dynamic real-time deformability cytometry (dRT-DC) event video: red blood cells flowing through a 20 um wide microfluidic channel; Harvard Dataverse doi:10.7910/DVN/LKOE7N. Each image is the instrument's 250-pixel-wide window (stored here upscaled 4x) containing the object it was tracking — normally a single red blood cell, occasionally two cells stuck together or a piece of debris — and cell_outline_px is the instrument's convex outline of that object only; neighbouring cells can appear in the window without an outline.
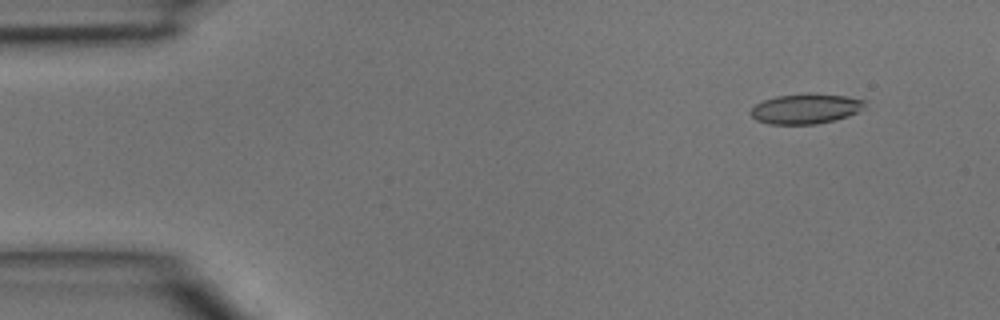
{"species": "common noctule bat (a hibernating species)", "species_latin": "Nyctalus noctula", "temperature_condition": "room temperature", "stored_images_in_passage": 3, "segment_of_instrument_passage": [2, 2], "camera_frame_rate_fps": 3000, "um_per_image_px": 0.085, "animal": {"sex": "male", "body_mass_g": 15.6}, "frame": {"image": 1, "passage_image": 3, "time_ms": 0.667, "image_size_px": [1000, 320], "cell_outline_px": [[868, 100], [864, 108], [848, 116], [836, 120], [816, 124], [768, 124], [756, 120], [748, 112], [756, 104], [764, 100], [776, 96], [808, 92], [812, 92], [844, 96]], "centroid_in_image_um": [68.5, 9.23], "position_along_channel_um": 16.5, "area_um2": 20.35}}